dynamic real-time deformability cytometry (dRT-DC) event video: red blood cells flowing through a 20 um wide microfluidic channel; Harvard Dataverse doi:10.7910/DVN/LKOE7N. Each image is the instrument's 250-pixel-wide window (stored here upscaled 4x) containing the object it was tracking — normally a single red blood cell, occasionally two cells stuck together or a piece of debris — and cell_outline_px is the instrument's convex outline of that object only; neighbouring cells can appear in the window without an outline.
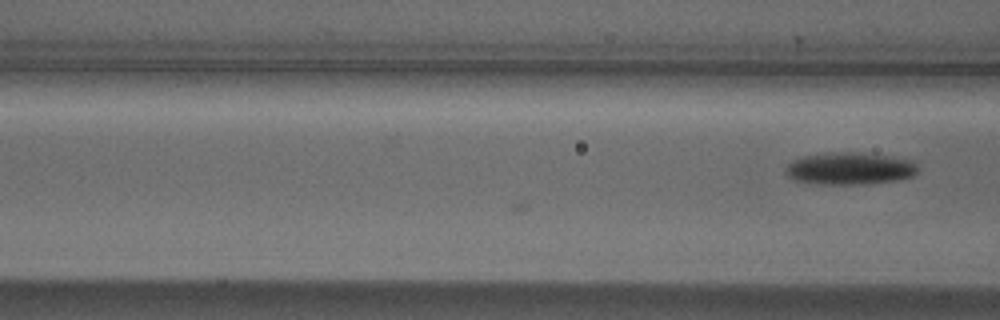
{"species": "Egyptian fruit bat (a non-hibernating species)", "species_latin": "Rousettus aegyptiacus", "temperature_condition": "cold", "stored_images_in_passage": 6, "camera_frame_rate_fps": 3000, "um_per_image_px": 0.085, "animal": {"sex": "male"}, "frame": {"image": 1, "passage_image": 6, "time_ms": 1.667, "image_size_px": [1000, 320], "cell_outline_px": [[916, 172], [912, 176], [892, 180], [860, 184], [824, 184], [792, 180], [784, 172], [788, 164], [792, 160], [800, 156], [824, 152], [852, 152], [884, 156], [912, 160], [916, 168]], "centroid_in_image_um": [72.11, 14.31], "position_along_channel_um": 94.5, "area_um2": 24.51}}